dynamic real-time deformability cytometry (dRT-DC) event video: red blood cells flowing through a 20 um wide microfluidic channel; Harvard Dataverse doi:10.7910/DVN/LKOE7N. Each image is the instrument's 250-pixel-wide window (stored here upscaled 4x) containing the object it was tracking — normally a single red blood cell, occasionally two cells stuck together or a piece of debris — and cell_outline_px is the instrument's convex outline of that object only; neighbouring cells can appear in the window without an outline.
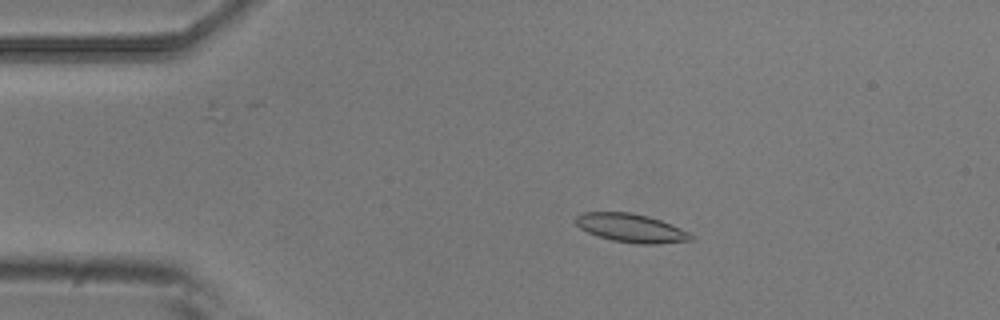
{"species": "common noctule bat (a hibernating species)", "species_latin": "Nyctalus noctula", "temperature_condition": "room temperature", "stored_images_in_passage": 5, "camera_frame_rate_fps": 3000, "um_per_image_px": 0.085, "animal": {"sex": "male", "body_mass_g": 20.5, "forearm_length_mm": 52.5}, "frame": {"image": 1, "passage_image": 2, "time_ms": 0.333, "image_size_px": [1000, 320], "cell_outline_px": [[692, 240], [656, 244], [636, 244], [612, 240], [588, 232], [580, 228], [572, 220], [576, 216], [584, 212], [632, 212], [648, 216], [672, 224], [688, 232], [692, 236]], "centroid_in_image_um": [53.61, 19.37], "position_along_channel_um": 31.4, "area_um2": 19.13}}
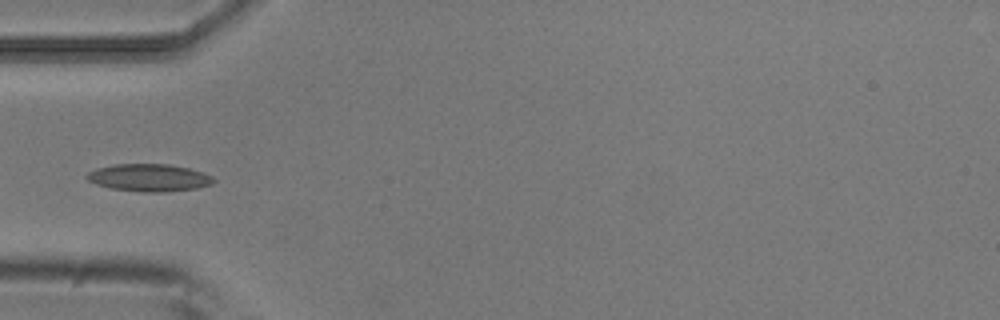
{"frame": {"image": 2, "passage_image": 4, "time_ms": 1.0, "image_size_px": [1000, 320], "cell_outline_px": [[216, 180], [212, 184], [196, 188], [164, 192], [144, 192], [112, 188], [96, 184], [88, 180], [84, 176], [88, 172], [96, 168], [112, 164], [168, 164], [188, 168], [212, 176]], "centroid_in_image_um": [12.64, 15.1], "position_along_channel_um": 72.4, "area_um2": 20.17}}
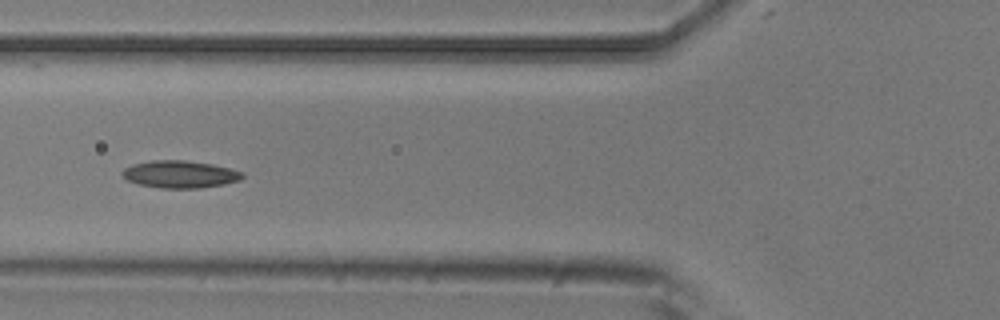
{"frame": {"image": 3, "passage_image": 5, "time_ms": 1.333, "image_size_px": [1000, 320], "cell_outline_px": [[244, 176], [240, 180], [224, 184], [200, 188], [160, 188], [140, 184], [128, 180], [120, 176], [120, 172], [124, 168], [132, 164], [152, 160], [184, 160], [212, 164], [244, 172]], "centroid_in_image_um": [15.27, 14.81], "position_along_channel_um": 110.5, "area_um2": 19.19}}